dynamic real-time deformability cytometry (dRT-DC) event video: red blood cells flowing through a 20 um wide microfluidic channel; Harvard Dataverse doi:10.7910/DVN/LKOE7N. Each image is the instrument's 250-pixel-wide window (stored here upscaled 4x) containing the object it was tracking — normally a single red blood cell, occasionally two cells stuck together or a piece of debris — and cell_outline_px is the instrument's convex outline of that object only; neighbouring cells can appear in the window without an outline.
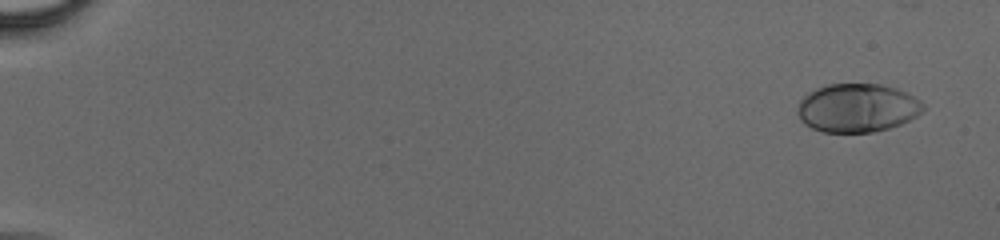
{"species": "human", "species_latin": "Homo sapiens", "temperature_condition": "cold", "stored_images_in_passage": 56, "camera_frame_rate_fps": 3000, "um_per_image_px": 0.085, "donor": {"sex": "male"}, "frame": {"image": 1, "passage_image": 3, "time_ms": 0.667, "image_size_px": [1000, 240], "cell_outline_px": [[924, 108], [916, 116], [900, 124], [888, 128], [872, 132], [824, 132], [812, 128], [804, 124], [800, 120], [796, 112], [800, 100], [808, 92], [816, 88], [828, 84], [880, 84], [896, 88], [920, 100], [924, 104]], "centroid_in_image_um": [72.83, 9.17], "position_along_channel_um": 12.2, "area_um2": 35.49}}
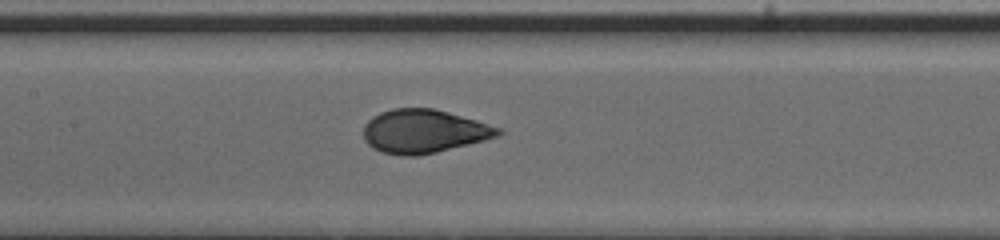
{"frame": {"image": 2, "passage_image": 30, "time_ms": 9.667, "image_size_px": [1000, 240], "cell_outline_px": [[504, 132], [500, 136], [436, 152], [416, 156], [400, 156], [380, 152], [372, 148], [364, 140], [364, 124], [372, 116], [380, 112], [392, 108], [432, 108], [448, 112], [504, 128]], "centroid_in_image_um": [36.02, 11.16], "position_along_channel_um": 171.4, "area_um2": 34.45}}
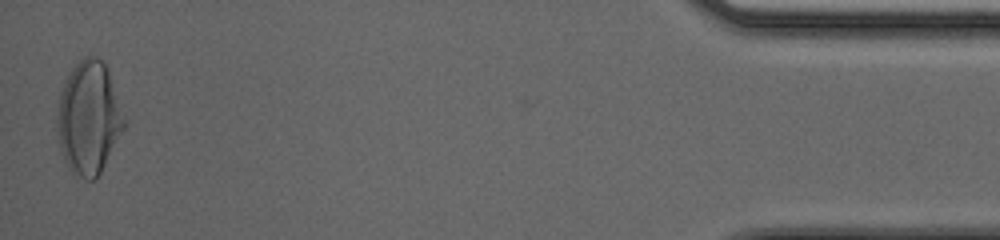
{"frame": {"image": 3, "passage_image": 56, "time_ms": 18.333, "image_size_px": [1000, 240], "cell_outline_px": [[128, 124], [100, 172], [92, 180], [84, 180], [72, 172], [68, 168], [64, 160], [60, 148], [56, 116], [56, 112], [60, 92], [64, 80], [68, 72], [84, 56], [96, 56], [104, 60]], "centroid_in_image_um": [7.55, 10.0], "position_along_channel_um": 427.6, "area_um2": 44.51}}